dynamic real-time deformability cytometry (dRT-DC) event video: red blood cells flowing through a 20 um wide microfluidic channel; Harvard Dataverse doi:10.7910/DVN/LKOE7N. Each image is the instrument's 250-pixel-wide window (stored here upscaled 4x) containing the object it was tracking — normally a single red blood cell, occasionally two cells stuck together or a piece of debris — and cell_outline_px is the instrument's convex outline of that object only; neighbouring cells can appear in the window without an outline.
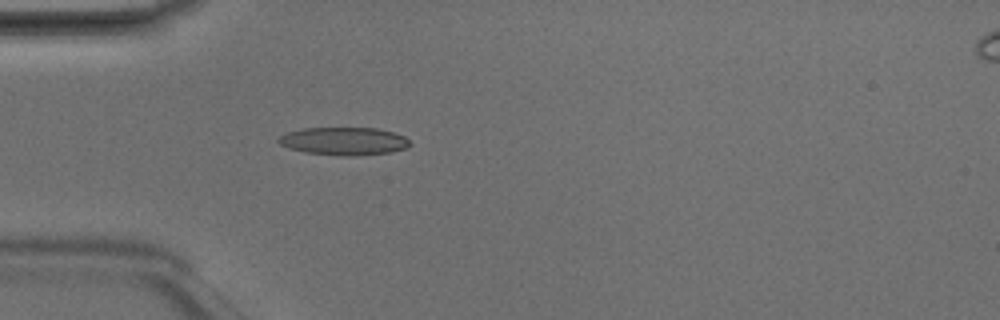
{"species": "Egyptian fruit bat (a non-hibernating species)", "species_latin": "Rousettus aegyptiacus", "temperature_condition": "room temperature", "stored_images_in_passage": 1, "camera_frame_rate_fps": 3000, "um_per_image_px": 0.085, "animal": {"sex": "male"}, "frame": {"image": 1, "passage_image": 1, "time_ms": 0.0, "image_size_px": [1000, 320], "cell_outline_px": [[412, 144], [408, 148], [392, 152], [356, 156], [340, 156], [304, 152], [288, 148], [280, 144], [276, 140], [280, 136], [288, 132], [304, 128], [376, 128], [392, 132], [404, 136]], "centroid_in_image_um": [29.25, 12.01], "position_along_channel_um": 55.8, "area_um2": 21.5}}